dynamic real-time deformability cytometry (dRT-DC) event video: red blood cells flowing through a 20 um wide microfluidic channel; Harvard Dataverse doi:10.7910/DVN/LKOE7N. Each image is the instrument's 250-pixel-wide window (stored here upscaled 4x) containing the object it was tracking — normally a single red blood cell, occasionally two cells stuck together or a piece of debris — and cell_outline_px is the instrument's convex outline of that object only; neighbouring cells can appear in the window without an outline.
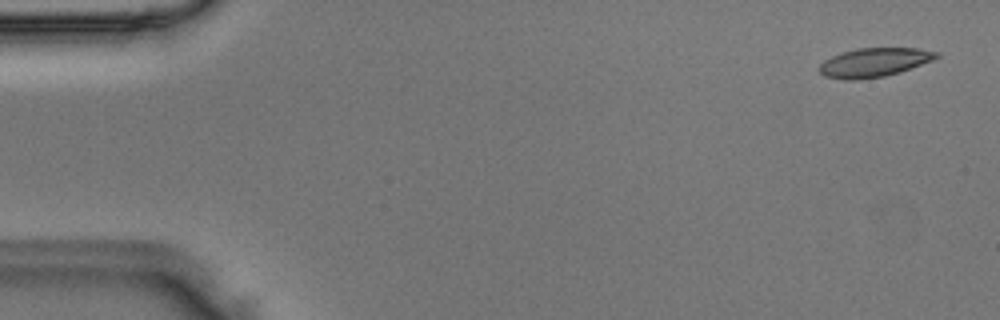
{"species": "Egyptian fruit bat (a non-hibernating species)", "species_latin": "Rousettus aegyptiacus", "temperature_condition": "room temperature", "stored_images_in_passage": 49, "camera_frame_rate_fps": 3000, "um_per_image_px": 0.085, "animal": {"sex": "male"}, "frame": {"image": 1, "passage_image": 2, "time_ms": 0.333, "image_size_px": [1000, 320], "cell_outline_px": [[940, 56], [932, 60], [900, 72], [884, 76], [856, 80], [844, 80], [824, 76], [816, 68], [824, 60], [840, 52], [856, 48], [920, 48], [940, 52]], "centroid_in_image_um": [74.28, 5.3], "position_along_channel_um": 10.7, "area_um2": 19.94}}
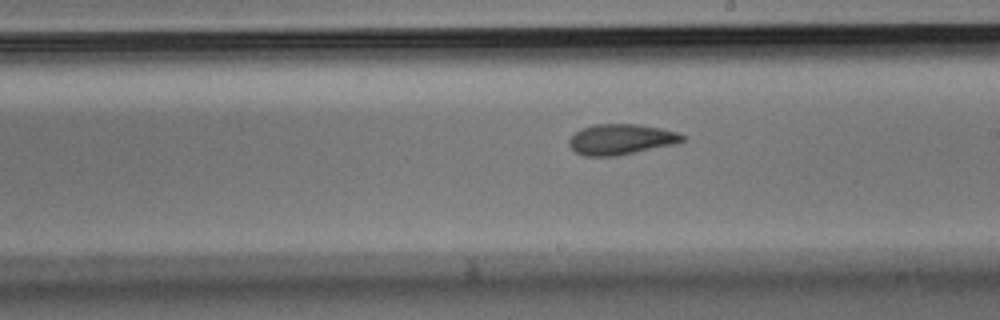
{"frame": {"image": 2, "passage_image": 28, "time_ms": 9.0, "image_size_px": [1000, 320], "cell_outline_px": [[684, 140], [676, 144], [616, 156], [584, 156], [576, 152], [568, 144], [568, 140], [580, 128], [592, 124], [640, 124], [664, 128], [680, 132], [684, 136]], "centroid_in_image_um": [52.81, 11.83], "position_along_channel_um": 236.2, "area_um2": 20.46}}
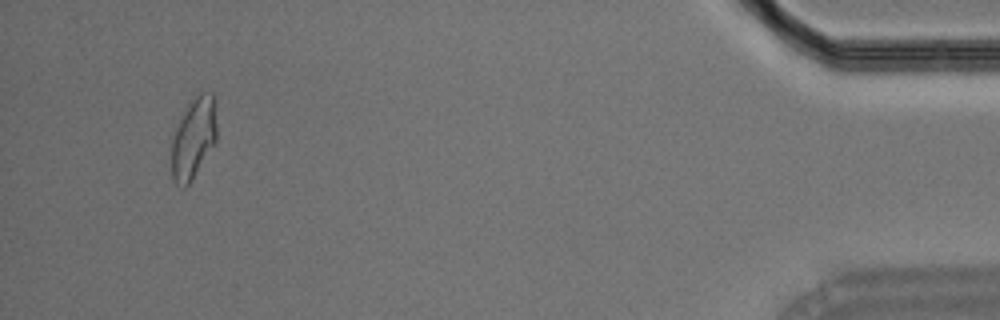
{"frame": {"image": 3, "passage_image": 47, "time_ms": 15.333, "image_size_px": [1000, 320], "cell_outline_px": [[216, 140], [188, 184], [184, 188], [180, 188], [172, 180], [172, 140], [176, 128], [188, 104], [200, 92], [212, 92], [216, 100]], "centroid_in_image_um": [16.46, 11.71], "position_along_channel_um": 418.7, "area_um2": 21.04}}